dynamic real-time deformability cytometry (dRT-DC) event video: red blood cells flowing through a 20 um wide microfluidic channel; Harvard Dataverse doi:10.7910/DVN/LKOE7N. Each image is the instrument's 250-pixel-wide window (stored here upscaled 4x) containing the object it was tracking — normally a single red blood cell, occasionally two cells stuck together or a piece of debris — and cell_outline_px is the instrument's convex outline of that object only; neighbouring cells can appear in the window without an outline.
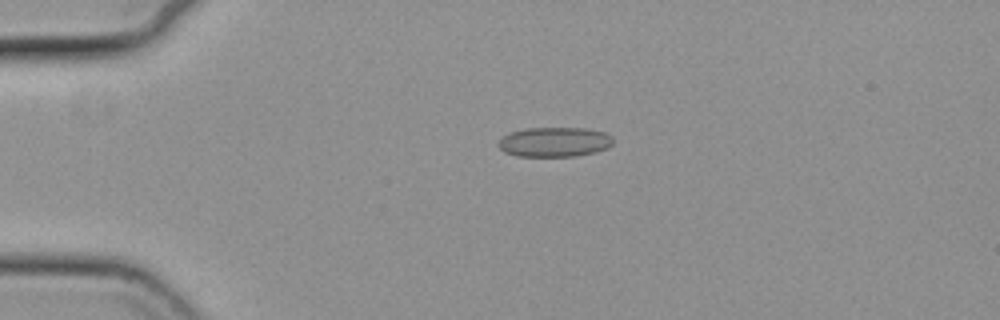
{"species": "common noctule bat (a hibernating species)", "species_latin": "Nyctalus noctula", "temperature_condition": "cold", "stored_images_in_passage": 45, "camera_frame_rate_fps": 3000, "um_per_image_px": 0.085, "animal": {"sex": "female", "body_mass_g": 19.3, "forearm_length_mm": 54.1}, "frame": {"image": 1, "passage_image": 2, "time_ms": 0.333, "image_size_px": [1000, 320], "cell_outline_px": [[612, 144], [608, 148], [596, 152], [576, 156], [516, 156], [504, 152], [500, 148], [500, 140], [504, 136], [512, 132], [528, 128], [584, 128], [604, 132], [612, 136]], "centroid_in_image_um": [47.17, 12.07], "position_along_channel_um": 37.8, "area_um2": 19.71}}
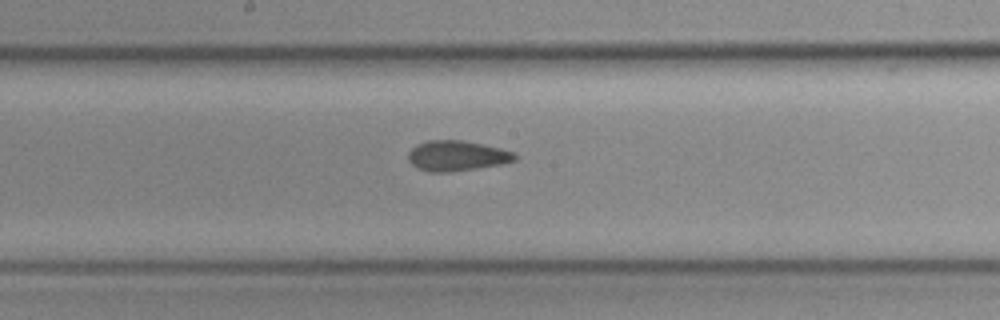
{"frame": {"image": 2, "passage_image": 19, "time_ms": 6.0, "image_size_px": [1000, 320], "cell_outline_px": [[516, 160], [500, 164], [452, 172], [428, 172], [416, 168], [408, 160], [408, 152], [416, 144], [428, 140], [464, 140], [500, 148], [512, 152], [516, 156]], "centroid_in_image_um": [38.78, 13.24], "position_along_channel_um": 209.4, "area_um2": 18.84}}
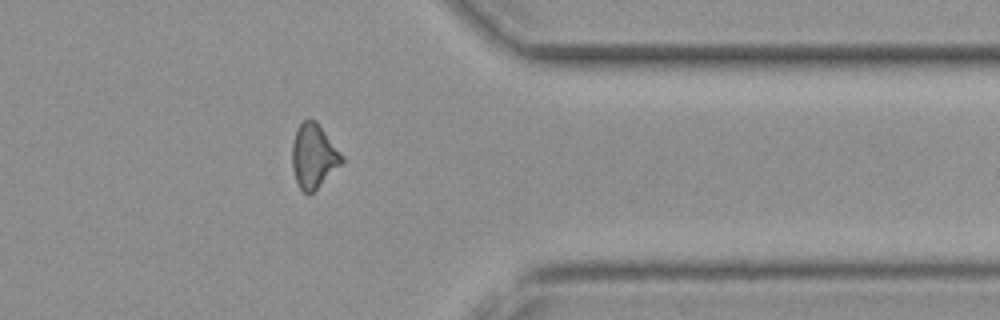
{"frame": {"image": 3, "passage_image": 34, "time_ms": 11.0, "image_size_px": [1000, 320], "cell_outline_px": [[344, 164], [308, 196], [300, 188], [296, 180], [292, 168], [292, 144], [296, 132], [300, 124], [304, 120], [316, 120], [344, 156]], "centroid_in_image_um": [26.69, 13.29], "position_along_channel_um": 384.7, "area_um2": 18.73}, "authors_computed_cell_mechanics": {"area_um2": 18.5538, "velocity_mm_per_s": 3.7316, "shape_relaxation_time_tau1_ms": null, "shape_relaxation_time_tau2_ms": 1.7489, "deformation_change_tau1": null, "deformation_change_tau2": 0.0792}}